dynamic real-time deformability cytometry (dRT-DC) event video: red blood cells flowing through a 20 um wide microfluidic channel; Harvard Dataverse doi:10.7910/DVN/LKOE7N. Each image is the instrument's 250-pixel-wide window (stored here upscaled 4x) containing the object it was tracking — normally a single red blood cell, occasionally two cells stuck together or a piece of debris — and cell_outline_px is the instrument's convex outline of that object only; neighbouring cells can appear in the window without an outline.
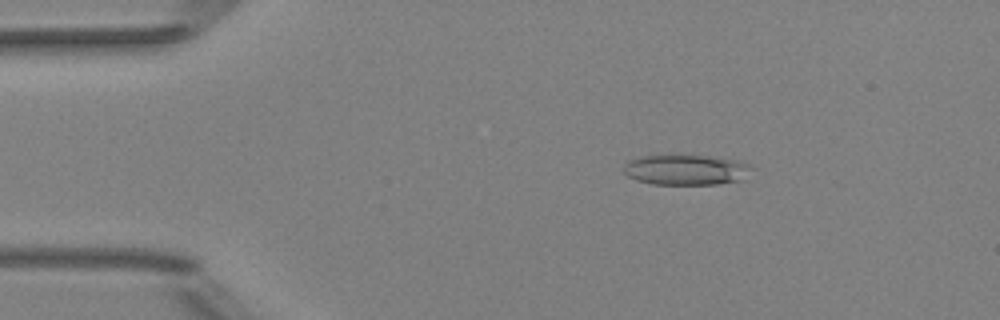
{"species": "Egyptian fruit bat (a non-hibernating species)", "species_latin": "Rousettus aegyptiacus", "temperature_condition": "room temperature", "stored_images_in_passage": 45, "camera_frame_rate_fps": 3000, "um_per_image_px": 0.085, "animal": {"sex": "female"}, "frame": {"image": 1, "passage_image": 9, "time_ms": 2.667, "image_size_px": [1000, 320], "cell_outline_px": [[752, 168], [740, 180], [716, 184], [652, 184], [636, 180], [628, 176], [624, 172], [624, 164], [628, 160], [640, 156], [712, 156], [736, 160], [748, 164]], "centroid_in_image_um": [58.26, 14.43], "position_along_channel_um": 26.7, "area_um2": 22.31}}
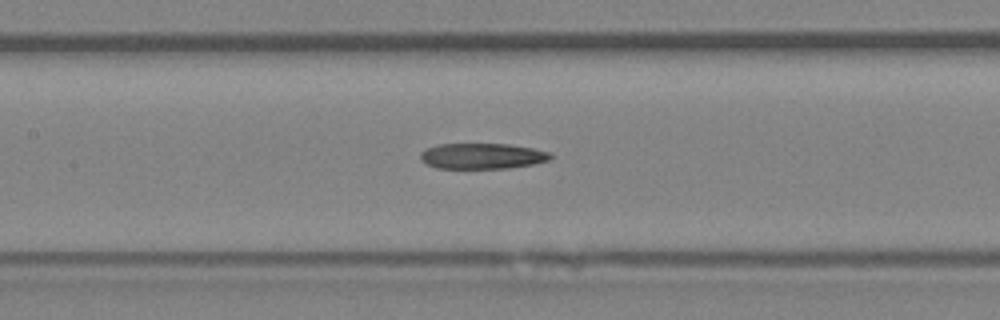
{"frame": {"image": 2, "passage_image": 24, "time_ms": 7.667, "image_size_px": [1000, 320], "cell_outline_px": [[556, 156], [548, 160], [532, 164], [508, 168], [436, 168], [424, 164], [420, 160], [420, 152], [424, 148], [436, 144], [508, 144], [532, 148], [552, 152]], "centroid_in_image_um": [40.96, 13.26], "position_along_channel_um": 166.4, "area_um2": 19.77}}
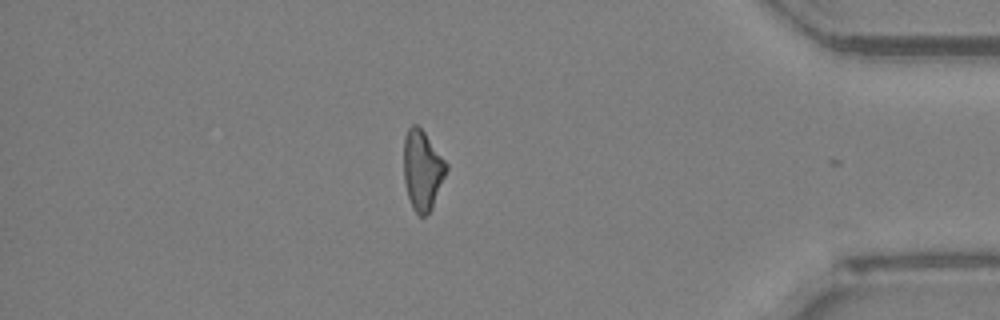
{"frame": {"image": 3, "passage_image": 44, "time_ms": 14.333, "image_size_px": [1000, 320], "cell_outline_px": [[448, 168], [432, 208], [424, 216], [420, 216], [412, 208], [408, 196], [404, 180], [404, 140], [408, 128], [412, 124], [416, 124], [424, 132], [448, 164]], "centroid_in_image_um": [35.9, 14.46], "position_along_channel_um": 399.3, "area_um2": 19.59}}